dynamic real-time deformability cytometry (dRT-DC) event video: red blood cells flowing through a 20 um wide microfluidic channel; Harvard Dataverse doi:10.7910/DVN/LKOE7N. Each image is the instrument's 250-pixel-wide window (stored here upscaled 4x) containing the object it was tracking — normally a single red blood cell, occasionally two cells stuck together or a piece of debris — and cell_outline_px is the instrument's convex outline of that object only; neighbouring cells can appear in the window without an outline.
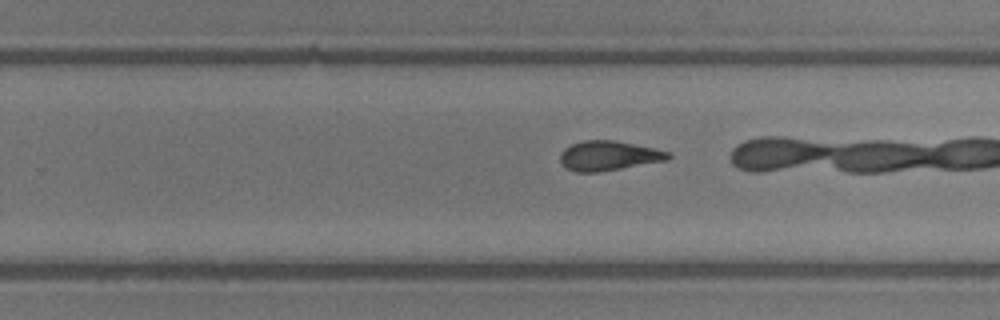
{"species": "common noctule bat (a hibernating species)", "species_latin": "Nyctalus noctula", "temperature_condition": "room temperature", "stored_images_in_passage": 25, "camera_frame_rate_fps": 3000, "um_per_image_px": 0.085, "animal": {"sex": "male", "body_mass_g": 13.3}, "frame": {"image": 1, "passage_image": 18, "time_ms": 5.667, "image_size_px": [1000, 320], "cell_outline_px": [[672, 156], [668, 160], [600, 172], [576, 172], [568, 168], [560, 160], [560, 152], [564, 148], [572, 144], [584, 140], [616, 140], [672, 152]], "centroid_in_image_um": [51.77, 13.23], "position_along_channel_um": 278.0, "area_um2": 18.73}}